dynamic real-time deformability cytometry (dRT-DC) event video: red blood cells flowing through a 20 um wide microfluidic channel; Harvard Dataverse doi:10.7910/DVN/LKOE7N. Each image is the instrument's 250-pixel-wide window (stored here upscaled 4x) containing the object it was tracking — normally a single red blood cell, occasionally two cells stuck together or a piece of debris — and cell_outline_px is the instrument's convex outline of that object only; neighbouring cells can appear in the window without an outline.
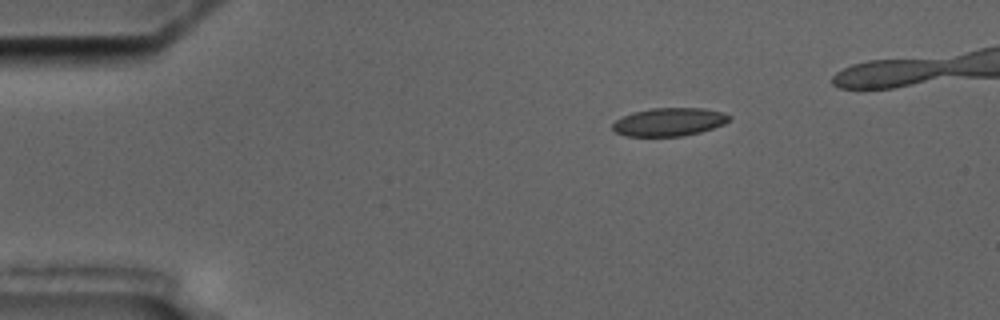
{"species": "common noctule bat (a hibernating species)", "species_latin": "Nyctalus noctula", "temperature_condition": "cold", "stored_images_in_passage": 4, "camera_frame_rate_fps": 3000, "um_per_image_px": 0.085, "animal": {"sex": "male", "body_mass_g": 17.5, "forearm_length_mm": 52.3}, "frame": {"image": 1, "passage_image": 1, "time_ms": 0.0, "image_size_px": [1000, 320], "cell_outline_px": [[732, 116], [724, 124], [700, 132], [684, 136], [624, 136], [616, 132], [612, 128], [612, 124], [616, 120], [632, 112], [652, 108], [704, 108], [720, 112]], "centroid_in_image_um": [56.86, 10.37], "position_along_channel_um": 28.1, "area_um2": 19.07}}